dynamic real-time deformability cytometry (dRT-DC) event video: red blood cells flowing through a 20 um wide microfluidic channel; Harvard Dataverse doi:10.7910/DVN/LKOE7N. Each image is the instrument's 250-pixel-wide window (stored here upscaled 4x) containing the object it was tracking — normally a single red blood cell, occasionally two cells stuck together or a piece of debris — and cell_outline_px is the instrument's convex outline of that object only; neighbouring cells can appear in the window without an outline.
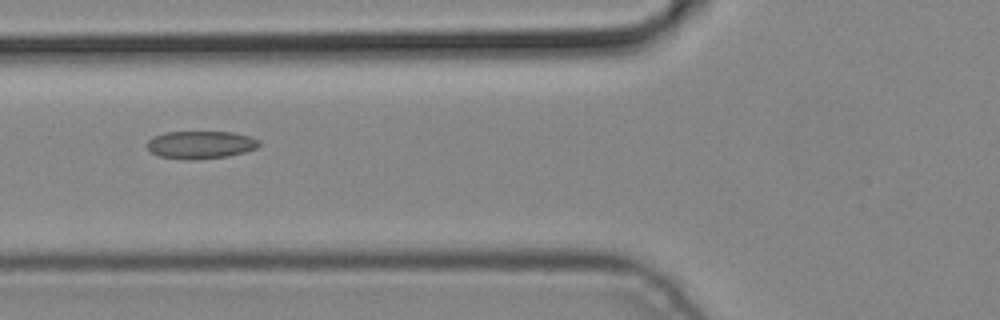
{"species": "common noctule bat (a hibernating species)", "species_latin": "Nyctalus noctula", "temperature_condition": "cold", "stored_images_in_passage": 4, "camera_frame_rate_fps": 3000, "um_per_image_px": 0.085, "animal": {"sex": "male", "body_mass_g": 19.2, "forearm_length_mm": 51.8}, "frame": {"image": 1, "passage_image": 4, "time_ms": 1.0, "image_size_px": [1000, 320], "cell_outline_px": [[260, 144], [256, 148], [244, 152], [228, 156], [192, 160], [188, 160], [160, 156], [152, 152], [148, 148], [148, 140], [152, 136], [164, 132], [232, 132], [248, 136], [260, 140]], "centroid_in_image_um": [17.05, 12.3], "position_along_channel_um": 108.8, "area_um2": 18.03}}